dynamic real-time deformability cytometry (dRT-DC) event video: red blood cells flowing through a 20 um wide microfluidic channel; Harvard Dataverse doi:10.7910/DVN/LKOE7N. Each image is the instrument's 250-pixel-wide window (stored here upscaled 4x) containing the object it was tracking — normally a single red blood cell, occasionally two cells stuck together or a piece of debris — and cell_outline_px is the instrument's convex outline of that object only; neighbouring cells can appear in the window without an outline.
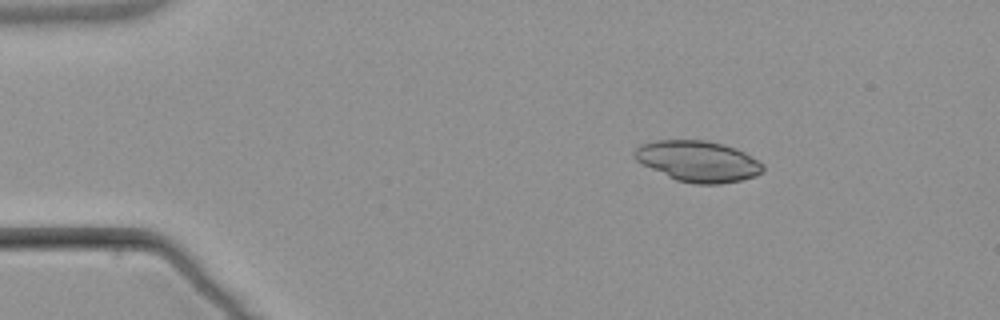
{"species": "common noctule bat (a hibernating species)", "species_latin": "Nyctalus noctula", "temperature_condition": "warm", "stored_images_in_passage": 3, "camera_frame_rate_fps": 3000, "um_per_image_px": 0.085, "animal": {"sex": "male", "body_mass_g": 21.5, "forearm_length_mm": 52.0}, "frame": {"image": 1, "passage_image": 1, "time_ms": 0.0, "image_size_px": [1000, 320], "cell_outline_px": [[764, 172], [756, 176], [740, 180], [720, 184], [696, 184], [676, 180], [636, 160], [632, 156], [632, 152], [640, 144], [656, 140], [708, 140], [724, 144], [736, 148], [744, 152], [764, 164]], "centroid_in_image_um": [59.35, 13.69], "position_along_channel_um": 25.7, "area_um2": 30.69}}